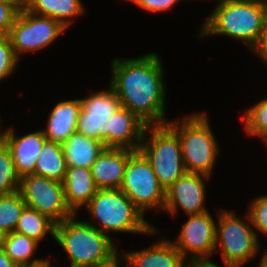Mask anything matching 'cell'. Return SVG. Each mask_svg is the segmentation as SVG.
I'll return each mask as SVG.
<instances>
[{
    "label": "cell",
    "mask_w": 267,
    "mask_h": 267,
    "mask_svg": "<svg viewBox=\"0 0 267 267\" xmlns=\"http://www.w3.org/2000/svg\"><path fill=\"white\" fill-rule=\"evenodd\" d=\"M18 191L26 206L46 215L55 224L75 214L67 205L62 182L29 174L20 178Z\"/></svg>",
    "instance_id": "obj_10"
},
{
    "label": "cell",
    "mask_w": 267,
    "mask_h": 267,
    "mask_svg": "<svg viewBox=\"0 0 267 267\" xmlns=\"http://www.w3.org/2000/svg\"><path fill=\"white\" fill-rule=\"evenodd\" d=\"M114 89L121 106L146 125L167 124L166 86L162 60L156 53L138 58H115L111 62Z\"/></svg>",
    "instance_id": "obj_1"
},
{
    "label": "cell",
    "mask_w": 267,
    "mask_h": 267,
    "mask_svg": "<svg viewBox=\"0 0 267 267\" xmlns=\"http://www.w3.org/2000/svg\"><path fill=\"white\" fill-rule=\"evenodd\" d=\"M135 151L122 148H104L91 165V174L99 189H119L129 157Z\"/></svg>",
    "instance_id": "obj_17"
},
{
    "label": "cell",
    "mask_w": 267,
    "mask_h": 267,
    "mask_svg": "<svg viewBox=\"0 0 267 267\" xmlns=\"http://www.w3.org/2000/svg\"><path fill=\"white\" fill-rule=\"evenodd\" d=\"M216 226L208 211L189 215L178 238L171 242L189 263L210 262L208 258L215 253Z\"/></svg>",
    "instance_id": "obj_12"
},
{
    "label": "cell",
    "mask_w": 267,
    "mask_h": 267,
    "mask_svg": "<svg viewBox=\"0 0 267 267\" xmlns=\"http://www.w3.org/2000/svg\"><path fill=\"white\" fill-rule=\"evenodd\" d=\"M19 61L14 54L9 37L0 36V80L11 76Z\"/></svg>",
    "instance_id": "obj_29"
},
{
    "label": "cell",
    "mask_w": 267,
    "mask_h": 267,
    "mask_svg": "<svg viewBox=\"0 0 267 267\" xmlns=\"http://www.w3.org/2000/svg\"><path fill=\"white\" fill-rule=\"evenodd\" d=\"M93 223L100 224L99 231L148 234L156 236L159 230L144 219L143 213L120 189H99L85 206ZM157 232V233H156Z\"/></svg>",
    "instance_id": "obj_4"
},
{
    "label": "cell",
    "mask_w": 267,
    "mask_h": 267,
    "mask_svg": "<svg viewBox=\"0 0 267 267\" xmlns=\"http://www.w3.org/2000/svg\"><path fill=\"white\" fill-rule=\"evenodd\" d=\"M188 267H221L215 264L213 261L210 262H191Z\"/></svg>",
    "instance_id": "obj_35"
},
{
    "label": "cell",
    "mask_w": 267,
    "mask_h": 267,
    "mask_svg": "<svg viewBox=\"0 0 267 267\" xmlns=\"http://www.w3.org/2000/svg\"><path fill=\"white\" fill-rule=\"evenodd\" d=\"M217 213L215 252L221 251L225 267H242L258 255L261 249L258 235L248 214L245 220L249 222L227 209Z\"/></svg>",
    "instance_id": "obj_7"
},
{
    "label": "cell",
    "mask_w": 267,
    "mask_h": 267,
    "mask_svg": "<svg viewBox=\"0 0 267 267\" xmlns=\"http://www.w3.org/2000/svg\"><path fill=\"white\" fill-rule=\"evenodd\" d=\"M178 1L180 0H133V3L145 11L160 13L171 10Z\"/></svg>",
    "instance_id": "obj_31"
},
{
    "label": "cell",
    "mask_w": 267,
    "mask_h": 267,
    "mask_svg": "<svg viewBox=\"0 0 267 267\" xmlns=\"http://www.w3.org/2000/svg\"><path fill=\"white\" fill-rule=\"evenodd\" d=\"M6 236L7 234L0 230V250H4Z\"/></svg>",
    "instance_id": "obj_39"
},
{
    "label": "cell",
    "mask_w": 267,
    "mask_h": 267,
    "mask_svg": "<svg viewBox=\"0 0 267 267\" xmlns=\"http://www.w3.org/2000/svg\"><path fill=\"white\" fill-rule=\"evenodd\" d=\"M14 231L26 235L39 243L48 233L54 239L55 223L46 215L25 206Z\"/></svg>",
    "instance_id": "obj_23"
},
{
    "label": "cell",
    "mask_w": 267,
    "mask_h": 267,
    "mask_svg": "<svg viewBox=\"0 0 267 267\" xmlns=\"http://www.w3.org/2000/svg\"><path fill=\"white\" fill-rule=\"evenodd\" d=\"M102 142L88 138L75 132L62 143L67 167H83L90 169L91 165L104 150Z\"/></svg>",
    "instance_id": "obj_20"
},
{
    "label": "cell",
    "mask_w": 267,
    "mask_h": 267,
    "mask_svg": "<svg viewBox=\"0 0 267 267\" xmlns=\"http://www.w3.org/2000/svg\"><path fill=\"white\" fill-rule=\"evenodd\" d=\"M50 260L49 259H44L39 263L36 264H32V265H22L20 267H54L52 265H50Z\"/></svg>",
    "instance_id": "obj_36"
},
{
    "label": "cell",
    "mask_w": 267,
    "mask_h": 267,
    "mask_svg": "<svg viewBox=\"0 0 267 267\" xmlns=\"http://www.w3.org/2000/svg\"><path fill=\"white\" fill-rule=\"evenodd\" d=\"M119 189L143 215L149 209H158V212L164 210L165 189L159 184L149 161L139 150L129 157Z\"/></svg>",
    "instance_id": "obj_8"
},
{
    "label": "cell",
    "mask_w": 267,
    "mask_h": 267,
    "mask_svg": "<svg viewBox=\"0 0 267 267\" xmlns=\"http://www.w3.org/2000/svg\"><path fill=\"white\" fill-rule=\"evenodd\" d=\"M210 178V176L200 173L185 172L165 190L163 211L172 216L178 213V207L187 216L208 211L204 204L206 202L205 180Z\"/></svg>",
    "instance_id": "obj_13"
},
{
    "label": "cell",
    "mask_w": 267,
    "mask_h": 267,
    "mask_svg": "<svg viewBox=\"0 0 267 267\" xmlns=\"http://www.w3.org/2000/svg\"><path fill=\"white\" fill-rule=\"evenodd\" d=\"M13 3L19 10L25 6L26 0H2Z\"/></svg>",
    "instance_id": "obj_37"
},
{
    "label": "cell",
    "mask_w": 267,
    "mask_h": 267,
    "mask_svg": "<svg viewBox=\"0 0 267 267\" xmlns=\"http://www.w3.org/2000/svg\"><path fill=\"white\" fill-rule=\"evenodd\" d=\"M78 214L55 224L54 240L70 258V267H88L105 263L118 254L114 240L96 225L76 221Z\"/></svg>",
    "instance_id": "obj_3"
},
{
    "label": "cell",
    "mask_w": 267,
    "mask_h": 267,
    "mask_svg": "<svg viewBox=\"0 0 267 267\" xmlns=\"http://www.w3.org/2000/svg\"><path fill=\"white\" fill-rule=\"evenodd\" d=\"M18 12L13 3L0 0V36H8Z\"/></svg>",
    "instance_id": "obj_30"
},
{
    "label": "cell",
    "mask_w": 267,
    "mask_h": 267,
    "mask_svg": "<svg viewBox=\"0 0 267 267\" xmlns=\"http://www.w3.org/2000/svg\"><path fill=\"white\" fill-rule=\"evenodd\" d=\"M66 171L62 144L46 139L35 165V175L63 182Z\"/></svg>",
    "instance_id": "obj_22"
},
{
    "label": "cell",
    "mask_w": 267,
    "mask_h": 267,
    "mask_svg": "<svg viewBox=\"0 0 267 267\" xmlns=\"http://www.w3.org/2000/svg\"><path fill=\"white\" fill-rule=\"evenodd\" d=\"M122 257V258H121ZM125 262V258L124 256H120L119 254H117L116 256H114L112 259H110L109 261L102 263V264H98V265H93V266H88V267H120V264Z\"/></svg>",
    "instance_id": "obj_33"
},
{
    "label": "cell",
    "mask_w": 267,
    "mask_h": 267,
    "mask_svg": "<svg viewBox=\"0 0 267 267\" xmlns=\"http://www.w3.org/2000/svg\"><path fill=\"white\" fill-rule=\"evenodd\" d=\"M146 126L133 112L120 106L108 120V148L138 151Z\"/></svg>",
    "instance_id": "obj_15"
},
{
    "label": "cell",
    "mask_w": 267,
    "mask_h": 267,
    "mask_svg": "<svg viewBox=\"0 0 267 267\" xmlns=\"http://www.w3.org/2000/svg\"><path fill=\"white\" fill-rule=\"evenodd\" d=\"M20 177L17 175L11 152L0 138V195H9L19 190Z\"/></svg>",
    "instance_id": "obj_26"
},
{
    "label": "cell",
    "mask_w": 267,
    "mask_h": 267,
    "mask_svg": "<svg viewBox=\"0 0 267 267\" xmlns=\"http://www.w3.org/2000/svg\"><path fill=\"white\" fill-rule=\"evenodd\" d=\"M249 51L254 52L255 56L260 57L261 61L263 60L266 63L265 65H267V24L261 32L258 41Z\"/></svg>",
    "instance_id": "obj_32"
},
{
    "label": "cell",
    "mask_w": 267,
    "mask_h": 267,
    "mask_svg": "<svg viewBox=\"0 0 267 267\" xmlns=\"http://www.w3.org/2000/svg\"><path fill=\"white\" fill-rule=\"evenodd\" d=\"M244 120V121H243ZM245 132L250 136L267 141V98L250 106L242 117Z\"/></svg>",
    "instance_id": "obj_27"
},
{
    "label": "cell",
    "mask_w": 267,
    "mask_h": 267,
    "mask_svg": "<svg viewBox=\"0 0 267 267\" xmlns=\"http://www.w3.org/2000/svg\"><path fill=\"white\" fill-rule=\"evenodd\" d=\"M80 109V99L60 100L48 115L46 129H42L44 136L54 142H65L76 132Z\"/></svg>",
    "instance_id": "obj_18"
},
{
    "label": "cell",
    "mask_w": 267,
    "mask_h": 267,
    "mask_svg": "<svg viewBox=\"0 0 267 267\" xmlns=\"http://www.w3.org/2000/svg\"><path fill=\"white\" fill-rule=\"evenodd\" d=\"M122 254L126 267H188L189 264L171 240L164 237L144 250Z\"/></svg>",
    "instance_id": "obj_16"
},
{
    "label": "cell",
    "mask_w": 267,
    "mask_h": 267,
    "mask_svg": "<svg viewBox=\"0 0 267 267\" xmlns=\"http://www.w3.org/2000/svg\"><path fill=\"white\" fill-rule=\"evenodd\" d=\"M38 245L39 243L28 236L13 231L6 236L4 251L17 265H32L43 260L33 258Z\"/></svg>",
    "instance_id": "obj_24"
},
{
    "label": "cell",
    "mask_w": 267,
    "mask_h": 267,
    "mask_svg": "<svg viewBox=\"0 0 267 267\" xmlns=\"http://www.w3.org/2000/svg\"><path fill=\"white\" fill-rule=\"evenodd\" d=\"M62 183L67 205L75 214L82 206H86L99 190L91 170L83 167H67Z\"/></svg>",
    "instance_id": "obj_19"
},
{
    "label": "cell",
    "mask_w": 267,
    "mask_h": 267,
    "mask_svg": "<svg viewBox=\"0 0 267 267\" xmlns=\"http://www.w3.org/2000/svg\"><path fill=\"white\" fill-rule=\"evenodd\" d=\"M66 28L57 20L26 10H19L8 37L15 56L44 49L56 41Z\"/></svg>",
    "instance_id": "obj_9"
},
{
    "label": "cell",
    "mask_w": 267,
    "mask_h": 267,
    "mask_svg": "<svg viewBox=\"0 0 267 267\" xmlns=\"http://www.w3.org/2000/svg\"><path fill=\"white\" fill-rule=\"evenodd\" d=\"M180 120H169L168 124L179 136L186 172L211 177L220 147L210 126L207 113H192L183 116Z\"/></svg>",
    "instance_id": "obj_5"
},
{
    "label": "cell",
    "mask_w": 267,
    "mask_h": 267,
    "mask_svg": "<svg viewBox=\"0 0 267 267\" xmlns=\"http://www.w3.org/2000/svg\"><path fill=\"white\" fill-rule=\"evenodd\" d=\"M25 206L19 191L0 195V230L6 234L13 232Z\"/></svg>",
    "instance_id": "obj_25"
},
{
    "label": "cell",
    "mask_w": 267,
    "mask_h": 267,
    "mask_svg": "<svg viewBox=\"0 0 267 267\" xmlns=\"http://www.w3.org/2000/svg\"><path fill=\"white\" fill-rule=\"evenodd\" d=\"M0 267H20L14 263L5 253L4 250H0Z\"/></svg>",
    "instance_id": "obj_34"
},
{
    "label": "cell",
    "mask_w": 267,
    "mask_h": 267,
    "mask_svg": "<svg viewBox=\"0 0 267 267\" xmlns=\"http://www.w3.org/2000/svg\"><path fill=\"white\" fill-rule=\"evenodd\" d=\"M24 8L31 13L51 17L66 29L74 18L85 12L81 0H26Z\"/></svg>",
    "instance_id": "obj_21"
},
{
    "label": "cell",
    "mask_w": 267,
    "mask_h": 267,
    "mask_svg": "<svg viewBox=\"0 0 267 267\" xmlns=\"http://www.w3.org/2000/svg\"><path fill=\"white\" fill-rule=\"evenodd\" d=\"M257 267H267V248L266 251L262 255V259H260V263Z\"/></svg>",
    "instance_id": "obj_38"
},
{
    "label": "cell",
    "mask_w": 267,
    "mask_h": 267,
    "mask_svg": "<svg viewBox=\"0 0 267 267\" xmlns=\"http://www.w3.org/2000/svg\"><path fill=\"white\" fill-rule=\"evenodd\" d=\"M80 102L76 132L100 141L108 148V120L121 106L114 89L109 85L108 90L92 92Z\"/></svg>",
    "instance_id": "obj_11"
},
{
    "label": "cell",
    "mask_w": 267,
    "mask_h": 267,
    "mask_svg": "<svg viewBox=\"0 0 267 267\" xmlns=\"http://www.w3.org/2000/svg\"><path fill=\"white\" fill-rule=\"evenodd\" d=\"M248 207L246 213L255 232L267 236V195L256 196Z\"/></svg>",
    "instance_id": "obj_28"
},
{
    "label": "cell",
    "mask_w": 267,
    "mask_h": 267,
    "mask_svg": "<svg viewBox=\"0 0 267 267\" xmlns=\"http://www.w3.org/2000/svg\"><path fill=\"white\" fill-rule=\"evenodd\" d=\"M0 138L11 152L17 175L21 178L25 175L35 174L38 156L47 139L43 130L17 137L14 127L6 128L3 131L0 125Z\"/></svg>",
    "instance_id": "obj_14"
},
{
    "label": "cell",
    "mask_w": 267,
    "mask_h": 267,
    "mask_svg": "<svg viewBox=\"0 0 267 267\" xmlns=\"http://www.w3.org/2000/svg\"><path fill=\"white\" fill-rule=\"evenodd\" d=\"M139 151L149 161L165 190L186 172L179 136L168 123L147 125Z\"/></svg>",
    "instance_id": "obj_6"
},
{
    "label": "cell",
    "mask_w": 267,
    "mask_h": 267,
    "mask_svg": "<svg viewBox=\"0 0 267 267\" xmlns=\"http://www.w3.org/2000/svg\"><path fill=\"white\" fill-rule=\"evenodd\" d=\"M209 17L200 28L199 38L209 35L240 40L251 49L267 24V1L216 0Z\"/></svg>",
    "instance_id": "obj_2"
}]
</instances>
